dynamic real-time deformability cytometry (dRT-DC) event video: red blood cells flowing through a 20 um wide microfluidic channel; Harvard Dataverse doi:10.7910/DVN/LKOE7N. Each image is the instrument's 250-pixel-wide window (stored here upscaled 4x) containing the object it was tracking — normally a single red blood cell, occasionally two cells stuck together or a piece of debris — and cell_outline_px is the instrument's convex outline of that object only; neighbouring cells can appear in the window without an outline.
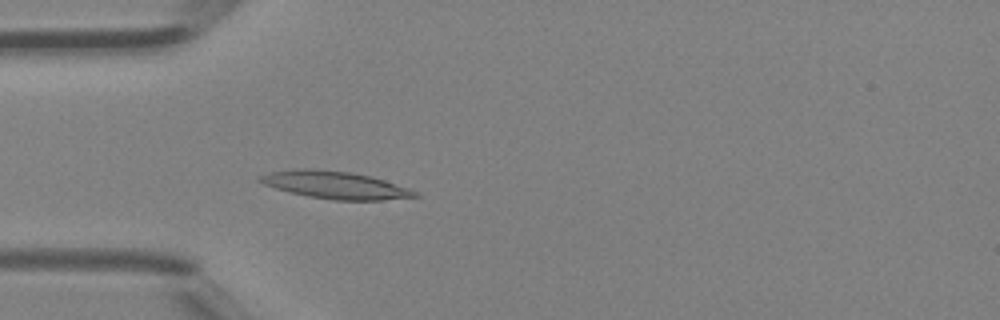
{"species": "Egyptian fruit bat (a non-hibernating species)", "species_latin": "Rousettus aegyptiacus", "temperature_condition": "room temperature", "stored_images_in_passage": 4, "camera_frame_rate_fps": 3000, "um_per_image_px": 0.085, "animal": {"sex": "female"}, "frame": {"image": 1, "passage_image": 4, "time_ms": 1.0, "image_size_px": [1000, 320], "cell_outline_px": [[420, 196], [384, 200], [336, 200], [308, 196], [288, 192], [264, 184], [256, 180], [256, 176], [272, 172], [296, 168], [308, 168], [348, 172], [368, 176], [384, 180], [408, 188], [416, 192]], "centroid_in_image_um": [28.43, 15.72], "position_along_channel_um": 56.6, "area_um2": 24.57}}